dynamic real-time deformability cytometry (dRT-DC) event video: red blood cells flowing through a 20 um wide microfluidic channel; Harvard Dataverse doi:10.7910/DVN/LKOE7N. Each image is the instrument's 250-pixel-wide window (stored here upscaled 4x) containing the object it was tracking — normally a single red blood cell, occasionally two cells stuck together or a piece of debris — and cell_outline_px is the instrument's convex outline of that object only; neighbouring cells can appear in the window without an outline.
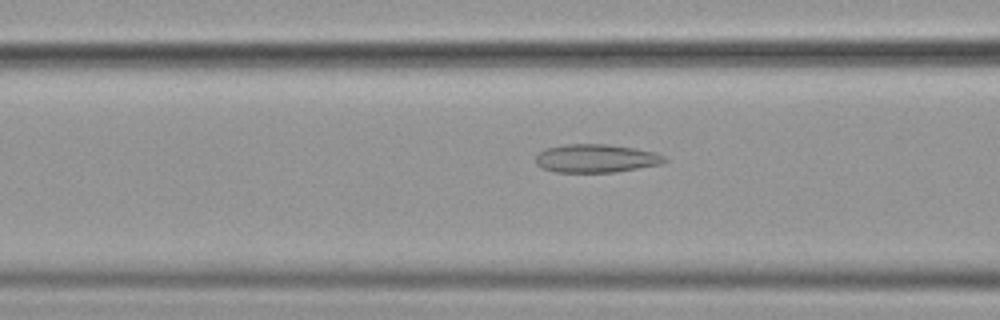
{"species": "common noctule bat (a hibernating species)", "species_latin": "Nyctalus noctula", "temperature_condition": "cold", "stored_images_in_passage": 39, "camera_frame_rate_fps": 3000, "um_per_image_px": 0.085, "animal": {"sex": "female", "body_mass_g": 19.9}, "frame": {"image": 1, "passage_image": 5, "time_ms": 1.333, "image_size_px": [1000, 320], "cell_outline_px": [[668, 160], [660, 164], [616, 172], [556, 172], [544, 168], [536, 164], [536, 156], [544, 148], [564, 144], [604, 144], [636, 148], [656, 152], [664, 156]], "centroid_in_image_um": [50.67, 13.45], "position_along_channel_um": 115.9, "area_um2": 21.27}}
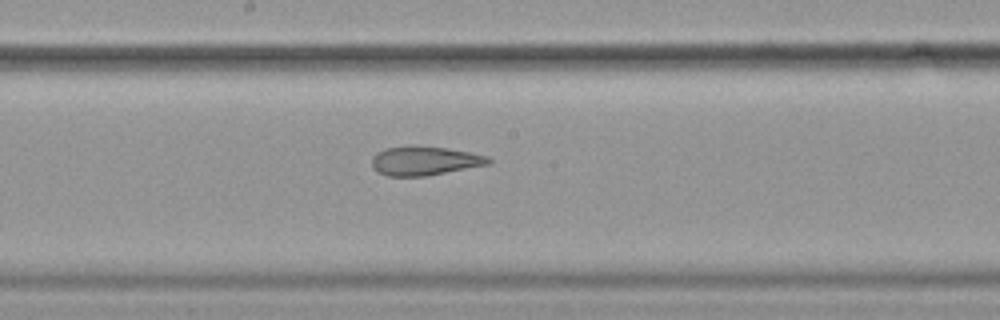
{"frame": {"image": 2, "passage_image": 13, "time_ms": 4.0, "image_size_px": [1000, 320], "cell_outline_px": [[492, 164], [424, 176], [388, 176], [372, 168], [372, 156], [376, 152], [384, 148], [448, 148], [488, 156], [492, 160]], "centroid_in_image_um": [36.12, 13.7], "position_along_channel_um": 212.1, "area_um2": 19.13}}
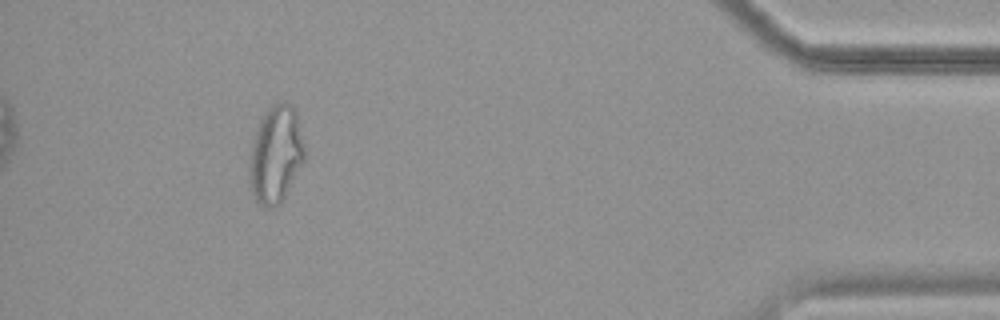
{"frame": {"image": 3, "passage_image": 34, "time_ms": 11.0, "image_size_px": [1000, 320], "cell_outline_px": [[304, 160], [280, 204], [272, 208], [264, 208], [256, 200], [252, 192], [248, 176], [248, 164], [252, 144], [260, 120], [264, 112], [272, 104], [284, 100], [292, 104], [296, 108], [304, 152]], "centroid_in_image_um": [23.42, 13.11], "position_along_channel_um": 411.8, "area_um2": 31.27}}